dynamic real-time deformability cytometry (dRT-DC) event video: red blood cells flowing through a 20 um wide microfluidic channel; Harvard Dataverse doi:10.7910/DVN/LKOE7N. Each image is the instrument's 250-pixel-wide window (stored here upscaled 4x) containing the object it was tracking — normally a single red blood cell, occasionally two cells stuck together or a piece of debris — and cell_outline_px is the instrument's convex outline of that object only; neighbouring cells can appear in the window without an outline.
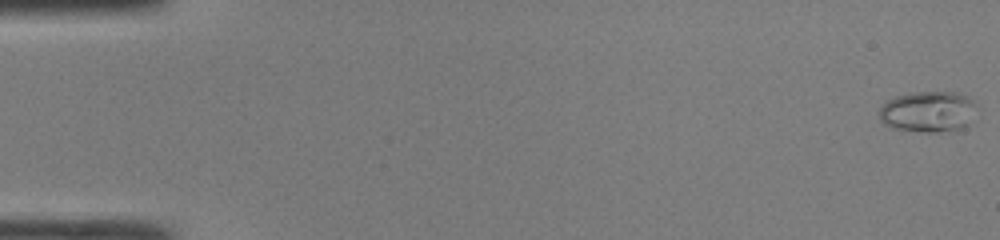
{"species": "common noctule bat (a hibernating species)", "species_latin": "Nyctalus noctula", "temperature_condition": "room temperature", "stored_images_in_passage": 48, "camera_frame_rate_fps": 3000, "um_per_image_px": 0.085, "animal": {"sex": "male", "body_mass_g": 19.0, "forearm_length_mm": 50.8}, "frame": {"image": 1, "passage_image": 1, "time_ms": 0.0, "image_size_px": [1000, 240], "cell_outline_px": [[972, 104], [968, 124], [964, 128], [936, 132], [928, 132], [892, 128], [884, 124], [880, 120], [880, 108], [888, 100], [896, 96], [916, 92], [960, 92], [968, 96], [972, 100]], "centroid_in_image_um": [78.83, 9.48], "position_along_channel_um": 6.2, "area_um2": 22.72}}
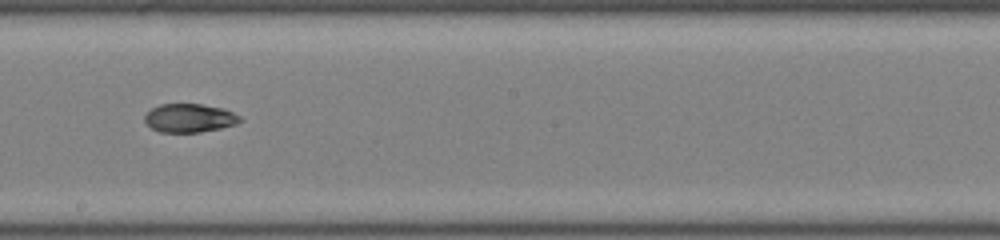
{"frame": {"image": 2, "passage_image": 28, "time_ms": 9.0, "image_size_px": [1000, 240], "cell_outline_px": [[244, 120], [236, 124], [220, 128], [200, 132], [160, 132], [152, 128], [144, 120], [144, 116], [152, 108], [160, 104], [200, 104], [224, 108], [240, 116]], "centroid_in_image_um": [16.13, 10.03], "position_along_channel_um": 232.1, "area_um2": 15.84}}
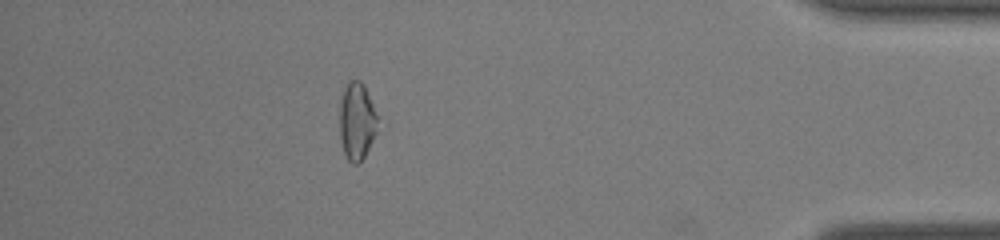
{"frame": {"image": 3, "passage_image": 43, "time_ms": 14.0, "image_size_px": [1000, 240], "cell_outline_px": [[376, 132], [364, 156], [356, 164], [352, 164], [348, 160], [344, 152], [340, 140], [340, 100], [344, 88], [348, 80], [360, 80], [364, 84], [372, 104], [376, 116]], "centroid_in_image_um": [30.29, 10.27], "position_along_channel_um": 404.9, "area_um2": 16.82}, "authors_computed_cell_mechanics": {"area_um2": 16.473, "velocity_mm_per_s": 4.3128, "shape_relaxation_time_tau1_ms": null, "shape_relaxation_time_tau2_ms": 3.7878, "deformation_change_tau1": null, "deformation_change_tau2": 0.0702}}